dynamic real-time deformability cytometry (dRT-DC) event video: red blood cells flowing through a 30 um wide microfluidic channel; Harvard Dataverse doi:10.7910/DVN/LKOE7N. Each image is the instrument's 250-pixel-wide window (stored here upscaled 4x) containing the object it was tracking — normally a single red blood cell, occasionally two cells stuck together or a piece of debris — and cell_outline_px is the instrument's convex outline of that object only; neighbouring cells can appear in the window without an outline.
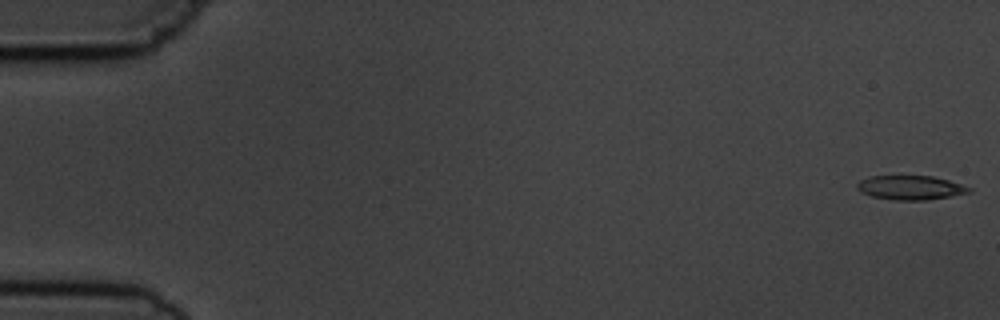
{"species": "common noctule bat (a hibernating species)", "species_latin": "Nyctalus noctula", "temperature_condition": "cold", "stored_images_in_passage": 4, "camera_frame_rate_fps": 3000, "um_per_image_px": 0.085, "animal": {"sex": "male", "body_mass_g": 19.5, "forearm_length_mm": 54.6}, "frame": {"image": 1, "passage_image": 1, "time_ms": 0.0, "image_size_px": [1000, 320], "cell_outline_px": [[972, 192], [924, 200], [896, 200], [872, 196], [860, 192], [856, 188], [856, 184], [860, 180], [868, 176], [932, 176], [948, 180], [972, 188]], "centroid_in_image_um": [77.35, 15.94], "position_along_channel_um": 7.6, "area_um2": 15.66}}